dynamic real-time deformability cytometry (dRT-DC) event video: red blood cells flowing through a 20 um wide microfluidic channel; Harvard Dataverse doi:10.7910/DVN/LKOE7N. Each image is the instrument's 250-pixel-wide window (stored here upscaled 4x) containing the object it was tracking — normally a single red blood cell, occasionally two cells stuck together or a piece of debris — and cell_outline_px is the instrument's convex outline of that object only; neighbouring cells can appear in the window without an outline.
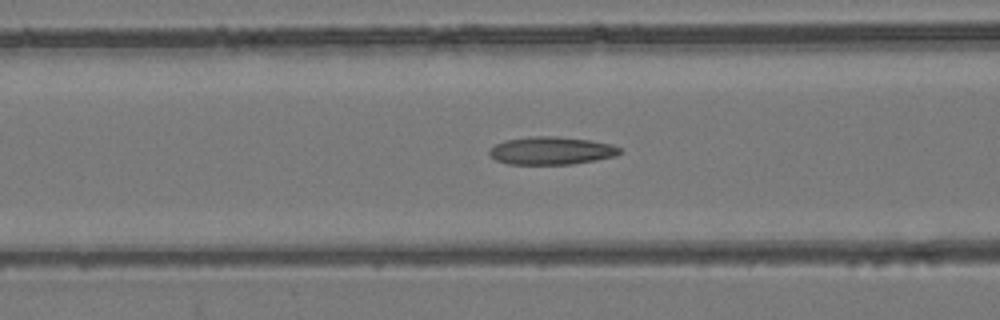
{"species": "common noctule bat (a hibernating species)", "species_latin": "Nyctalus noctula", "temperature_condition": "room temperature", "stored_images_in_passage": 44, "camera_frame_rate_fps": 3000, "um_per_image_px": 0.085, "animal": {"sex": "female", "body_mass_g": 24.6, "forearm_length_mm": 56.2}, "frame": {"image": 1, "passage_image": 16, "time_ms": 5.0, "image_size_px": [1000, 320], "cell_outline_px": [[624, 152], [616, 156], [596, 160], [572, 164], [508, 164], [496, 160], [488, 152], [496, 144], [504, 140], [536, 136], [556, 136], [588, 140], [612, 144], [620, 148]], "centroid_in_image_um": [46.9, 12.81], "position_along_channel_um": 119.7, "area_um2": 21.1}}
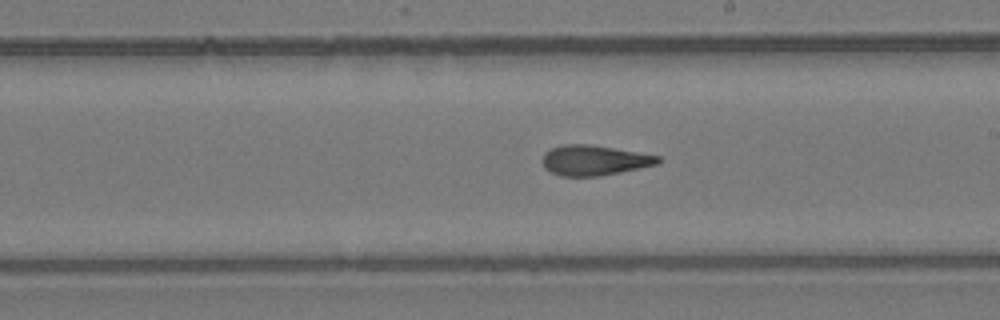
{"frame": {"image": 2, "passage_image": 25, "time_ms": 8.0, "image_size_px": [1000, 320], "cell_outline_px": [[664, 160], [660, 164], [600, 176], [560, 176], [544, 168], [544, 152], [560, 144], [588, 144], [660, 156]], "centroid_in_image_um": [50.54, 13.63], "position_along_channel_um": 238.5, "area_um2": 20.29}}
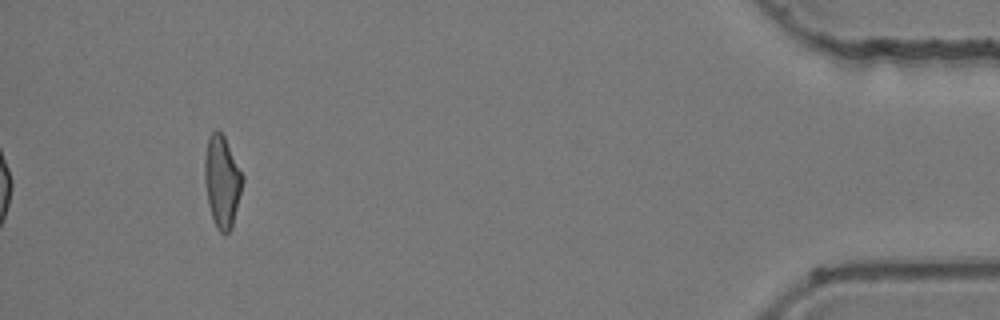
{"frame": {"image": 3, "passage_image": 44, "time_ms": 14.333, "image_size_px": [1000, 320], "cell_outline_px": [[244, 180], [232, 228], [228, 232], [220, 232], [216, 228], [208, 204], [204, 180], [204, 156], [208, 136], [216, 128], [224, 136], [244, 176]], "centroid_in_image_um": [18.87, 15.4], "position_along_channel_um": 416.3, "area_um2": 20.4}, "authors_computed_cell_mechanics": {"area_um2": 21.0103, "velocity_mm_per_s": 3.9507, "shape_relaxation_time_tau1_ms": null, "shape_relaxation_time_tau2_ms": 2.6639, "deformation_change_tau1": null, "deformation_change_tau2": 0.1336}}